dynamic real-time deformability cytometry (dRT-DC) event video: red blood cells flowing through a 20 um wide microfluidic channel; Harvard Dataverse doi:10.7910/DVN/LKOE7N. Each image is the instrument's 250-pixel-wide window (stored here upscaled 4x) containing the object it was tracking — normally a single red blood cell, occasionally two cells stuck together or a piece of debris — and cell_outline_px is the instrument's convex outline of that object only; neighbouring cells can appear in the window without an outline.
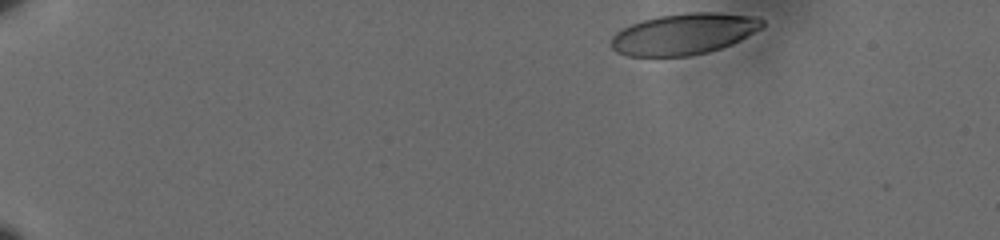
{"species": "human", "species_latin": "Homo sapiens", "temperature_condition": "cold", "stored_images_in_passage": 46, "camera_frame_rate_fps": 3000, "um_per_image_px": 0.085, "donor": {"sex": "male"}, "frame": {"image": 1, "passage_image": 1, "time_ms": 0.0, "image_size_px": [1000, 240], "cell_outline_px": [[764, 28], [732, 44], [708, 52], [688, 56], [628, 56], [616, 52], [612, 48], [612, 36], [620, 28], [644, 20], [660, 16], [688, 12], [720, 12], [760, 16], [764, 20]], "centroid_in_image_um": [58.19, 2.87], "position_along_channel_um": 26.8, "area_um2": 36.59}}
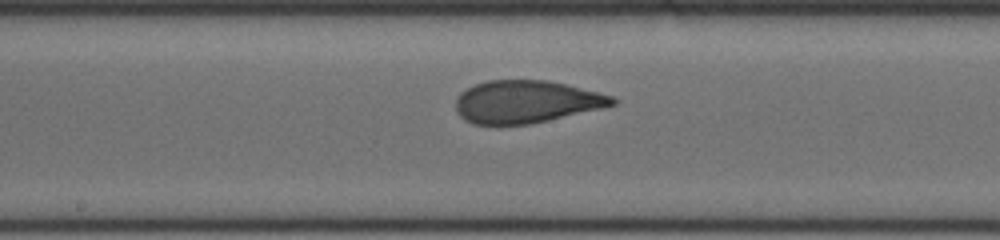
{"frame": {"image": 2, "passage_image": 26, "time_ms": 8.333, "image_size_px": [1000, 240], "cell_outline_px": [[616, 104], [548, 120], [528, 124], [472, 124], [464, 120], [456, 112], [456, 96], [460, 92], [476, 84], [488, 80], [548, 80], [612, 96], [616, 100]], "centroid_in_image_um": [44.65, 8.65], "position_along_channel_um": 203.6, "area_um2": 38.38}}
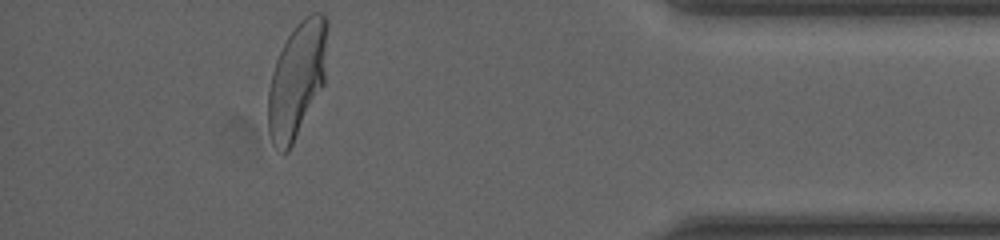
{"frame": {"image": 3, "passage_image": 46, "time_ms": 15.0, "image_size_px": [1000, 240], "cell_outline_px": [[328, 28], [324, 84], [288, 152], [284, 152], [272, 144], [268, 132], [268, 92], [272, 72], [276, 60], [288, 36], [296, 24], [304, 16], [312, 12], [320, 12], [328, 20]], "centroid_in_image_um": [25.25, 6.73], "position_along_channel_um": 410.0, "area_um2": 39.77}, "authors_computed_cell_mechanics": {"area_um2": 39.0728, "velocity_mm_per_s": 3.5943, "shape_relaxation_time_tau1_ms": 4.3724, "shape_relaxation_time_tau2_ms": null, "deformation_change_tau1": 0.1816, "deformation_change_tau2": null}}